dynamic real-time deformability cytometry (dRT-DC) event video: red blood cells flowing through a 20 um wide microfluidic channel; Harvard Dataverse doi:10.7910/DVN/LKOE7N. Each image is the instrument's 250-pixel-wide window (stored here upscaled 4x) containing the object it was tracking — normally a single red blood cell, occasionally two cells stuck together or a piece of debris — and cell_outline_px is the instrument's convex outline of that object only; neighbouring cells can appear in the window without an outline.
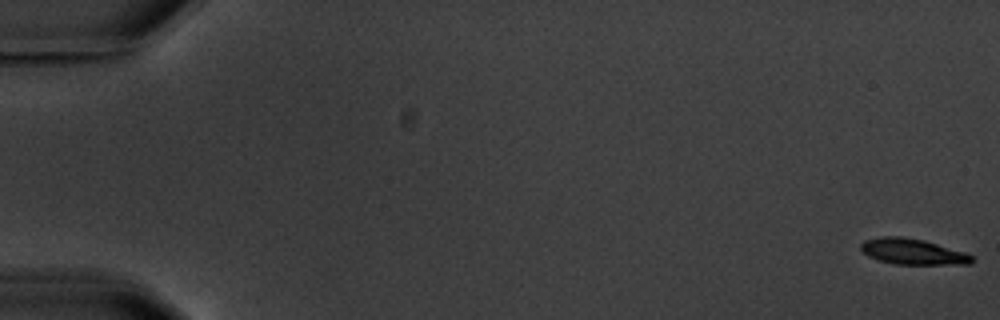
{"species": "common noctule bat (a hibernating species)", "species_latin": "Nyctalus noctula", "temperature_condition": "warm", "stored_images_in_passage": 7, "camera_frame_rate_fps": 3000, "um_per_image_px": 0.085, "animal": {"sex": "male", "body_mass_g": 20.1, "forearm_length_mm": 53.5}, "frame": {"image": 1, "passage_image": 1, "time_ms": 0.0, "image_size_px": [1000, 320], "cell_outline_px": [[972, 264], [896, 264], [880, 260], [868, 256], [860, 248], [860, 244], [864, 240], [880, 236], [900, 236], [924, 240], [964, 252], [972, 256]], "centroid_in_image_um": [77.55, 21.38], "position_along_channel_um": 7.5, "area_um2": 16.53}}
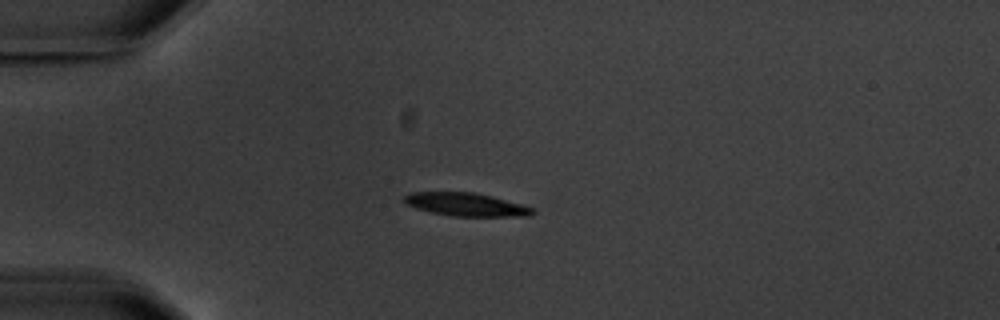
{"frame": {"image": 2, "passage_image": 4, "time_ms": 5.0, "image_size_px": [1000, 320], "cell_outline_px": [[536, 212], [532, 216], [452, 216], [428, 212], [416, 208], [408, 204], [404, 200], [404, 196], [412, 192], [476, 192], [492, 196], [520, 204], [532, 208]], "centroid_in_image_um": [39.62, 17.38], "position_along_channel_um": 45.4, "area_um2": 17.28}}